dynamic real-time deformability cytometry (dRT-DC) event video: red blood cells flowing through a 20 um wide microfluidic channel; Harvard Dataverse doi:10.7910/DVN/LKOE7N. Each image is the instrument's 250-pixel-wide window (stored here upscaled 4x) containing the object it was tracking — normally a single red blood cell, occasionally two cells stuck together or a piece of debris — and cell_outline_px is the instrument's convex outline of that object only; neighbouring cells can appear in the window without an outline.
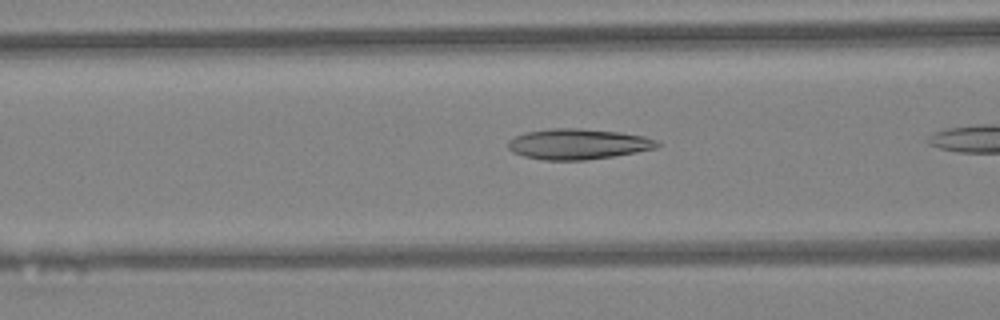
{"species": "Egyptian fruit bat (a non-hibernating species)", "species_latin": "Rousettus aegyptiacus", "temperature_condition": "warm", "stored_images_in_passage": 10, "camera_frame_rate_fps": 3000, "um_per_image_px": 0.085, "animal": {"sex": "female"}, "frame": {"image": 1, "passage_image": 5, "time_ms": 1.333, "image_size_px": [1000, 320], "cell_outline_px": [[660, 144], [656, 148], [636, 152], [612, 156], [584, 160], [544, 160], [524, 156], [512, 152], [508, 148], [508, 140], [524, 132], [552, 128], [580, 128], [620, 132], [644, 136], [656, 140]], "centroid_in_image_um": [49.11, 12.24], "position_along_channel_um": 117.5, "area_um2": 26.53}}